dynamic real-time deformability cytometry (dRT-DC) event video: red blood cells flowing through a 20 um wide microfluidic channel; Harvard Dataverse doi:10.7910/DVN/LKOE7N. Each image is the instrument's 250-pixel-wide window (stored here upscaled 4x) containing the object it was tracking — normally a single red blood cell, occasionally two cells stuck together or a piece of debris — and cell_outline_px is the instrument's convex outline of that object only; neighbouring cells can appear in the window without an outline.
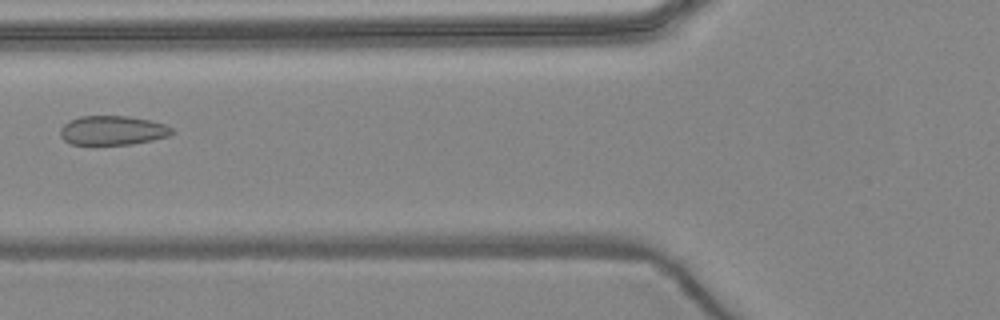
{"species": "common noctule bat (a hibernating species)", "species_latin": "Nyctalus noctula", "temperature_condition": "warm", "stored_images_in_passage": 6, "camera_frame_rate_fps": 3000, "um_per_image_px": 0.085, "animal": {"sex": "female", "body_mass_g": 24.6, "forearm_length_mm": 56.2}, "frame": {"image": 1, "passage_image": 6, "time_ms": 6.333, "image_size_px": [1000, 320], "cell_outline_px": [[176, 132], [168, 136], [152, 140], [132, 144], [72, 144], [64, 140], [60, 136], [60, 128], [64, 124], [80, 116], [128, 116], [148, 120], [164, 124], [172, 128]], "centroid_in_image_um": [9.58, 11.08], "position_along_channel_um": 116.2, "area_um2": 18.9}}